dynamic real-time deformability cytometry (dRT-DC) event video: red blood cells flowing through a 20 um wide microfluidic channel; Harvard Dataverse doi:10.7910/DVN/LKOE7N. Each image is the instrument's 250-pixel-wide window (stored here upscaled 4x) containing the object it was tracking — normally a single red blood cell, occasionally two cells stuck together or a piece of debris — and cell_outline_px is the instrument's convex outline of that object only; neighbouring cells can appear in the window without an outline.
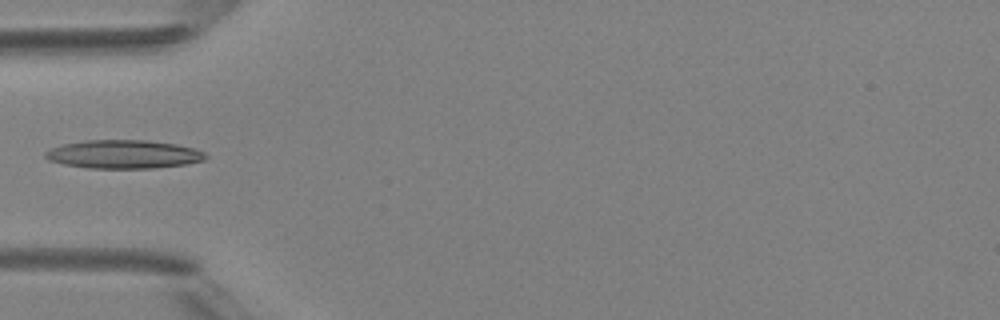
{"species": "Egyptian fruit bat (a non-hibernating species)", "species_latin": "Rousettus aegyptiacus", "temperature_condition": "room temperature", "stored_images_in_passage": 6, "camera_frame_rate_fps": 3000, "um_per_image_px": 0.085, "animal": {"sex": "female"}, "frame": {"image": 1, "passage_image": 5, "time_ms": 4.667, "image_size_px": [1000, 320], "cell_outline_px": [[208, 156], [204, 160], [188, 164], [156, 168], [88, 168], [64, 164], [48, 160], [44, 156], [44, 152], [60, 144], [84, 140], [148, 140], [176, 144], [192, 148], [204, 152]], "centroid_in_image_um": [10.49, 13.11], "position_along_channel_um": 74.5, "area_um2": 26.76}}
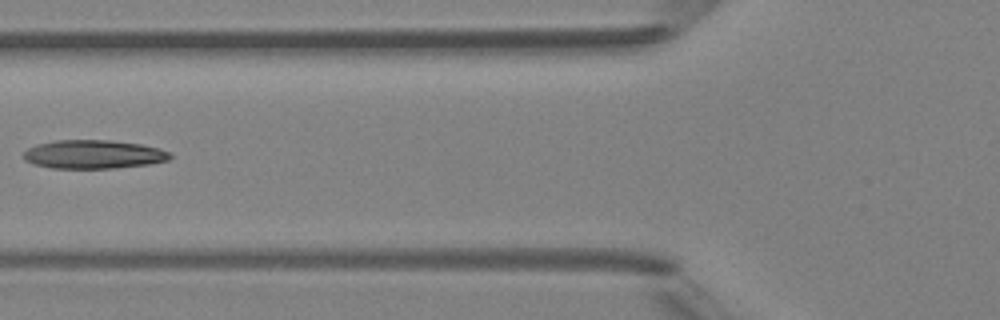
{"frame": {"image": 2, "passage_image": 6, "time_ms": 5.667, "image_size_px": [1000, 320], "cell_outline_px": [[172, 156], [168, 160], [148, 164], [116, 168], [52, 168], [32, 164], [24, 160], [24, 152], [28, 148], [36, 144], [56, 140], [112, 140], [140, 144], [160, 148], [172, 152]], "centroid_in_image_um": [7.95, 13.11], "position_along_channel_um": 117.8, "area_um2": 24.62}}